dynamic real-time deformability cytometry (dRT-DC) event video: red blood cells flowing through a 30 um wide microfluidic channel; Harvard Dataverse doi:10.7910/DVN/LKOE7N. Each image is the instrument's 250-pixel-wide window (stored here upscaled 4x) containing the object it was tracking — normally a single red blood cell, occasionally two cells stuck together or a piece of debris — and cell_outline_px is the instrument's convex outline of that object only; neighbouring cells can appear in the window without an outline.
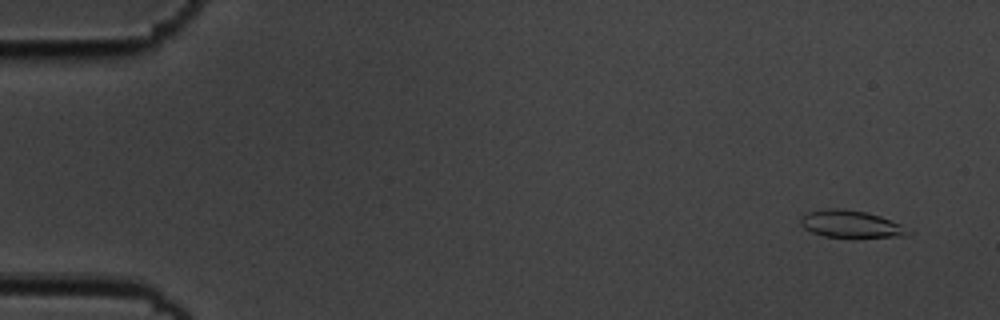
{"species": "common noctule bat (a hibernating species)", "species_latin": "Nyctalus noctula", "temperature_condition": "cold", "stored_images_in_passage": 5, "camera_frame_rate_fps": 3000, "um_per_image_px": 0.085, "animal": {"sex": "male", "body_mass_g": 19.5, "forearm_length_mm": 54.6}, "frame": {"image": 1, "passage_image": 1, "time_ms": 0.0, "image_size_px": [1000, 320], "cell_outline_px": [[912, 232], [908, 236], [824, 236], [812, 232], [804, 228], [800, 224], [800, 220], [808, 212], [828, 208], [844, 208], [864, 212], [880, 216], [900, 224]], "centroid_in_image_um": [72.31, 19.02], "position_along_channel_um": 12.7, "area_um2": 16.59}}
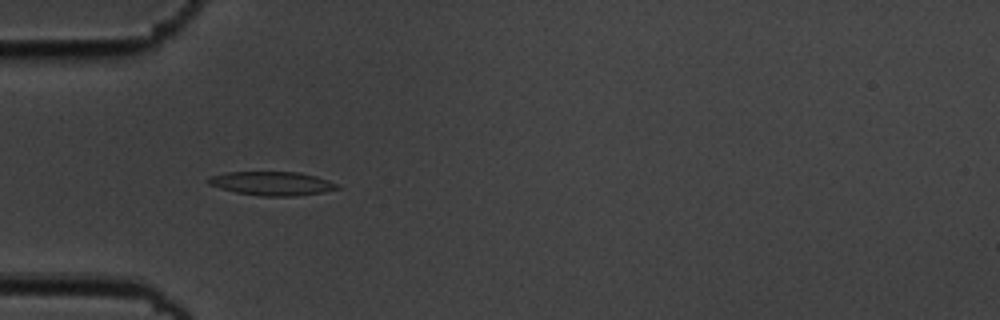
{"frame": {"image": 2, "passage_image": 5, "time_ms": 1.333, "image_size_px": [1000, 320], "cell_outline_px": [[340, 188], [324, 192], [292, 196], [260, 196], [236, 192], [220, 188], [208, 184], [208, 176], [228, 172], [300, 172], [316, 176], [328, 180], [336, 184]], "centroid_in_image_um": [23.1, 15.59], "position_along_channel_um": 61.9, "area_um2": 17.8}}